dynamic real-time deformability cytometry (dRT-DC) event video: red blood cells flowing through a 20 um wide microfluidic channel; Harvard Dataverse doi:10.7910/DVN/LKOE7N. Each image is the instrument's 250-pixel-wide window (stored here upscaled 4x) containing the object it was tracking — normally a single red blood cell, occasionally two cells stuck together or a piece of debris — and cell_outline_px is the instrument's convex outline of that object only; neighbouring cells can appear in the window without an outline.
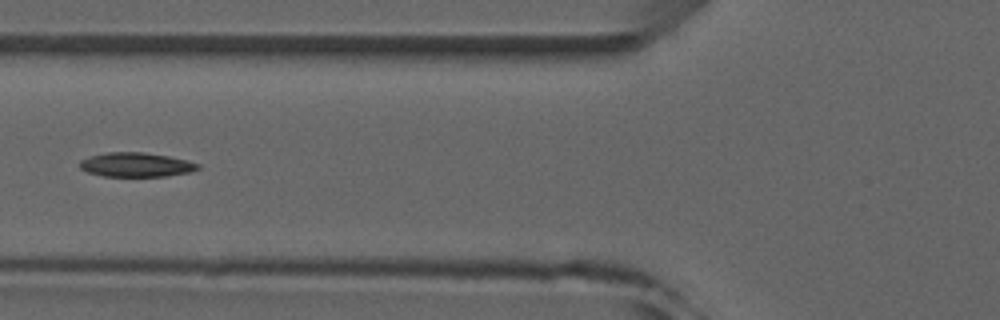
{"species": "common noctule bat (a hibernating species)", "species_latin": "Nyctalus noctula", "temperature_condition": "room temperature", "stored_images_in_passage": 5, "camera_frame_rate_fps": 3000, "um_per_image_px": 0.085, "animal": {"sex": "male", "forearm_length_mm": 52.5}, "frame": {"image": 1, "passage_image": 5, "time_ms": 4.333, "image_size_px": [1000, 320], "cell_outline_px": [[200, 168], [192, 172], [164, 176], [104, 176], [88, 172], [80, 168], [80, 160], [92, 156], [108, 152], [144, 152], [168, 156], [200, 164]], "centroid_in_image_um": [11.58, 14.0], "position_along_channel_um": 114.2, "area_um2": 16.53}}